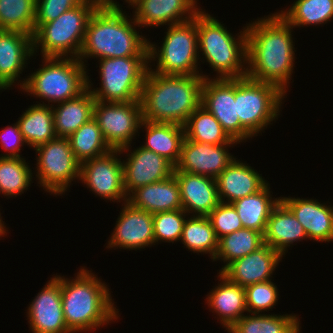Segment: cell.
Wrapping results in <instances>:
<instances>
[{"instance_id": "obj_10", "label": "cell", "mask_w": 333, "mask_h": 333, "mask_svg": "<svg viewBox=\"0 0 333 333\" xmlns=\"http://www.w3.org/2000/svg\"><path fill=\"white\" fill-rule=\"evenodd\" d=\"M285 96L274 84L247 76L235 78V101L241 126L252 137L258 136L272 121L278 119Z\"/></svg>"}, {"instance_id": "obj_14", "label": "cell", "mask_w": 333, "mask_h": 333, "mask_svg": "<svg viewBox=\"0 0 333 333\" xmlns=\"http://www.w3.org/2000/svg\"><path fill=\"white\" fill-rule=\"evenodd\" d=\"M119 156V149H112L102 156L82 162L79 180L96 196L124 203L128 197L124 188L123 164Z\"/></svg>"}, {"instance_id": "obj_22", "label": "cell", "mask_w": 333, "mask_h": 333, "mask_svg": "<svg viewBox=\"0 0 333 333\" xmlns=\"http://www.w3.org/2000/svg\"><path fill=\"white\" fill-rule=\"evenodd\" d=\"M280 201L301 223L310 240L333 241V206L317 199L281 197Z\"/></svg>"}, {"instance_id": "obj_25", "label": "cell", "mask_w": 333, "mask_h": 333, "mask_svg": "<svg viewBox=\"0 0 333 333\" xmlns=\"http://www.w3.org/2000/svg\"><path fill=\"white\" fill-rule=\"evenodd\" d=\"M217 278L220 283L215 285L206 297V303L212 313L219 316L220 323L228 330L247 311L245 288L231 282L220 272Z\"/></svg>"}, {"instance_id": "obj_17", "label": "cell", "mask_w": 333, "mask_h": 333, "mask_svg": "<svg viewBox=\"0 0 333 333\" xmlns=\"http://www.w3.org/2000/svg\"><path fill=\"white\" fill-rule=\"evenodd\" d=\"M123 204L106 248L139 250L156 245L153 214L134 207L128 201Z\"/></svg>"}, {"instance_id": "obj_38", "label": "cell", "mask_w": 333, "mask_h": 333, "mask_svg": "<svg viewBox=\"0 0 333 333\" xmlns=\"http://www.w3.org/2000/svg\"><path fill=\"white\" fill-rule=\"evenodd\" d=\"M22 157L0 156V194L16 197L31 186L33 172Z\"/></svg>"}, {"instance_id": "obj_39", "label": "cell", "mask_w": 333, "mask_h": 333, "mask_svg": "<svg viewBox=\"0 0 333 333\" xmlns=\"http://www.w3.org/2000/svg\"><path fill=\"white\" fill-rule=\"evenodd\" d=\"M36 0H0V29L18 30L33 36Z\"/></svg>"}, {"instance_id": "obj_29", "label": "cell", "mask_w": 333, "mask_h": 333, "mask_svg": "<svg viewBox=\"0 0 333 333\" xmlns=\"http://www.w3.org/2000/svg\"><path fill=\"white\" fill-rule=\"evenodd\" d=\"M140 127L145 128L147 136L146 142L141 147L165 157L175 166L179 161L185 139L184 126L149 122L143 119Z\"/></svg>"}, {"instance_id": "obj_8", "label": "cell", "mask_w": 333, "mask_h": 333, "mask_svg": "<svg viewBox=\"0 0 333 333\" xmlns=\"http://www.w3.org/2000/svg\"><path fill=\"white\" fill-rule=\"evenodd\" d=\"M165 33L161 47L148 41L149 63L157 61L156 69L149 64L150 70L163 75H203L198 69L197 14L189 21L169 25Z\"/></svg>"}, {"instance_id": "obj_24", "label": "cell", "mask_w": 333, "mask_h": 333, "mask_svg": "<svg viewBox=\"0 0 333 333\" xmlns=\"http://www.w3.org/2000/svg\"><path fill=\"white\" fill-rule=\"evenodd\" d=\"M236 159L216 178L220 202L232 203L257 193L268 184L257 170Z\"/></svg>"}, {"instance_id": "obj_42", "label": "cell", "mask_w": 333, "mask_h": 333, "mask_svg": "<svg viewBox=\"0 0 333 333\" xmlns=\"http://www.w3.org/2000/svg\"><path fill=\"white\" fill-rule=\"evenodd\" d=\"M208 217L218 240L243 228L242 221L231 203L220 202Z\"/></svg>"}, {"instance_id": "obj_27", "label": "cell", "mask_w": 333, "mask_h": 333, "mask_svg": "<svg viewBox=\"0 0 333 333\" xmlns=\"http://www.w3.org/2000/svg\"><path fill=\"white\" fill-rule=\"evenodd\" d=\"M308 239L303 226L294 214L281 202L272 209L263 234L264 243L286 255L294 242Z\"/></svg>"}, {"instance_id": "obj_41", "label": "cell", "mask_w": 333, "mask_h": 333, "mask_svg": "<svg viewBox=\"0 0 333 333\" xmlns=\"http://www.w3.org/2000/svg\"><path fill=\"white\" fill-rule=\"evenodd\" d=\"M278 290L272 280L245 287L247 311L258 314L272 310L279 300Z\"/></svg>"}, {"instance_id": "obj_47", "label": "cell", "mask_w": 333, "mask_h": 333, "mask_svg": "<svg viewBox=\"0 0 333 333\" xmlns=\"http://www.w3.org/2000/svg\"><path fill=\"white\" fill-rule=\"evenodd\" d=\"M3 89H4V88H3V87L1 86V84H0V91H1V90L3 91Z\"/></svg>"}, {"instance_id": "obj_13", "label": "cell", "mask_w": 333, "mask_h": 333, "mask_svg": "<svg viewBox=\"0 0 333 333\" xmlns=\"http://www.w3.org/2000/svg\"><path fill=\"white\" fill-rule=\"evenodd\" d=\"M201 106L222 125L228 136L237 142H246L252 136L241 126L235 101V78L204 79Z\"/></svg>"}, {"instance_id": "obj_35", "label": "cell", "mask_w": 333, "mask_h": 333, "mask_svg": "<svg viewBox=\"0 0 333 333\" xmlns=\"http://www.w3.org/2000/svg\"><path fill=\"white\" fill-rule=\"evenodd\" d=\"M264 244L263 235L255 230L242 228L218 240V251L213 261L221 260L224 266L257 250Z\"/></svg>"}, {"instance_id": "obj_33", "label": "cell", "mask_w": 333, "mask_h": 333, "mask_svg": "<svg viewBox=\"0 0 333 333\" xmlns=\"http://www.w3.org/2000/svg\"><path fill=\"white\" fill-rule=\"evenodd\" d=\"M185 138L206 144L239 143L231 139L220 122L201 105L189 116L185 125Z\"/></svg>"}, {"instance_id": "obj_45", "label": "cell", "mask_w": 333, "mask_h": 333, "mask_svg": "<svg viewBox=\"0 0 333 333\" xmlns=\"http://www.w3.org/2000/svg\"><path fill=\"white\" fill-rule=\"evenodd\" d=\"M125 2L129 3L128 5H132L136 0H124ZM101 5L111 8H122V6L114 0H100Z\"/></svg>"}, {"instance_id": "obj_28", "label": "cell", "mask_w": 333, "mask_h": 333, "mask_svg": "<svg viewBox=\"0 0 333 333\" xmlns=\"http://www.w3.org/2000/svg\"><path fill=\"white\" fill-rule=\"evenodd\" d=\"M95 98L88 88L78 97L57 103L53 109L54 130L57 137L68 138L93 118Z\"/></svg>"}, {"instance_id": "obj_32", "label": "cell", "mask_w": 333, "mask_h": 333, "mask_svg": "<svg viewBox=\"0 0 333 333\" xmlns=\"http://www.w3.org/2000/svg\"><path fill=\"white\" fill-rule=\"evenodd\" d=\"M299 317L295 314L247 313L236 321L228 333H300Z\"/></svg>"}, {"instance_id": "obj_12", "label": "cell", "mask_w": 333, "mask_h": 333, "mask_svg": "<svg viewBox=\"0 0 333 333\" xmlns=\"http://www.w3.org/2000/svg\"><path fill=\"white\" fill-rule=\"evenodd\" d=\"M93 118L101 129L102 136L111 149L131 145L139 133L143 114L140 100L130 102L94 103Z\"/></svg>"}, {"instance_id": "obj_30", "label": "cell", "mask_w": 333, "mask_h": 333, "mask_svg": "<svg viewBox=\"0 0 333 333\" xmlns=\"http://www.w3.org/2000/svg\"><path fill=\"white\" fill-rule=\"evenodd\" d=\"M269 185L268 183L257 193L237 199L231 203L242 221L243 228L255 230L262 235L265 232L272 209L280 201V197H271Z\"/></svg>"}, {"instance_id": "obj_5", "label": "cell", "mask_w": 333, "mask_h": 333, "mask_svg": "<svg viewBox=\"0 0 333 333\" xmlns=\"http://www.w3.org/2000/svg\"><path fill=\"white\" fill-rule=\"evenodd\" d=\"M239 33L235 38L224 24L205 10L197 13L198 53L204 55L199 59L209 63V67L217 73V79L246 77V26Z\"/></svg>"}, {"instance_id": "obj_23", "label": "cell", "mask_w": 333, "mask_h": 333, "mask_svg": "<svg viewBox=\"0 0 333 333\" xmlns=\"http://www.w3.org/2000/svg\"><path fill=\"white\" fill-rule=\"evenodd\" d=\"M180 186L183 210L189 216H208L220 203L216 179L184 171L173 173ZM195 213V214H194Z\"/></svg>"}, {"instance_id": "obj_26", "label": "cell", "mask_w": 333, "mask_h": 333, "mask_svg": "<svg viewBox=\"0 0 333 333\" xmlns=\"http://www.w3.org/2000/svg\"><path fill=\"white\" fill-rule=\"evenodd\" d=\"M127 201L152 214L183 209L180 186L174 174L165 180L137 188Z\"/></svg>"}, {"instance_id": "obj_43", "label": "cell", "mask_w": 333, "mask_h": 333, "mask_svg": "<svg viewBox=\"0 0 333 333\" xmlns=\"http://www.w3.org/2000/svg\"><path fill=\"white\" fill-rule=\"evenodd\" d=\"M83 0H36L34 32L44 23L57 19L67 10L79 5Z\"/></svg>"}, {"instance_id": "obj_21", "label": "cell", "mask_w": 333, "mask_h": 333, "mask_svg": "<svg viewBox=\"0 0 333 333\" xmlns=\"http://www.w3.org/2000/svg\"><path fill=\"white\" fill-rule=\"evenodd\" d=\"M32 56L31 34L18 30L0 32V84L4 91L16 84Z\"/></svg>"}, {"instance_id": "obj_37", "label": "cell", "mask_w": 333, "mask_h": 333, "mask_svg": "<svg viewBox=\"0 0 333 333\" xmlns=\"http://www.w3.org/2000/svg\"><path fill=\"white\" fill-rule=\"evenodd\" d=\"M76 159L82 163L108 153L110 146L102 136L97 121L91 118L68 137Z\"/></svg>"}, {"instance_id": "obj_15", "label": "cell", "mask_w": 333, "mask_h": 333, "mask_svg": "<svg viewBox=\"0 0 333 333\" xmlns=\"http://www.w3.org/2000/svg\"><path fill=\"white\" fill-rule=\"evenodd\" d=\"M128 145L119 149L120 154H126V161L123 160L124 188L127 197L137 188L167 179L174 173L175 166L165 157L137 147L129 150Z\"/></svg>"}, {"instance_id": "obj_36", "label": "cell", "mask_w": 333, "mask_h": 333, "mask_svg": "<svg viewBox=\"0 0 333 333\" xmlns=\"http://www.w3.org/2000/svg\"><path fill=\"white\" fill-rule=\"evenodd\" d=\"M293 28L326 24L333 19V0H296L278 12Z\"/></svg>"}, {"instance_id": "obj_18", "label": "cell", "mask_w": 333, "mask_h": 333, "mask_svg": "<svg viewBox=\"0 0 333 333\" xmlns=\"http://www.w3.org/2000/svg\"><path fill=\"white\" fill-rule=\"evenodd\" d=\"M27 310L32 333H72L63 314L60 275L50 278Z\"/></svg>"}, {"instance_id": "obj_44", "label": "cell", "mask_w": 333, "mask_h": 333, "mask_svg": "<svg viewBox=\"0 0 333 333\" xmlns=\"http://www.w3.org/2000/svg\"><path fill=\"white\" fill-rule=\"evenodd\" d=\"M1 147L7 154H1L0 156L21 157L19 154L21 146L26 144L22 133L20 132L18 123H14L13 126H7L3 128L0 133Z\"/></svg>"}, {"instance_id": "obj_9", "label": "cell", "mask_w": 333, "mask_h": 333, "mask_svg": "<svg viewBox=\"0 0 333 333\" xmlns=\"http://www.w3.org/2000/svg\"><path fill=\"white\" fill-rule=\"evenodd\" d=\"M98 63L101 88H93L87 76V88L96 101L140 100L141 89L149 69V57L104 58L99 59Z\"/></svg>"}, {"instance_id": "obj_46", "label": "cell", "mask_w": 333, "mask_h": 333, "mask_svg": "<svg viewBox=\"0 0 333 333\" xmlns=\"http://www.w3.org/2000/svg\"><path fill=\"white\" fill-rule=\"evenodd\" d=\"M7 228H6V226H5V223H4V221L2 220V217H1V213H0V237L2 236H6V231H8V230H6Z\"/></svg>"}, {"instance_id": "obj_31", "label": "cell", "mask_w": 333, "mask_h": 333, "mask_svg": "<svg viewBox=\"0 0 333 333\" xmlns=\"http://www.w3.org/2000/svg\"><path fill=\"white\" fill-rule=\"evenodd\" d=\"M17 123L27 146L33 149L57 137L53 109L44 102L29 106Z\"/></svg>"}, {"instance_id": "obj_3", "label": "cell", "mask_w": 333, "mask_h": 333, "mask_svg": "<svg viewBox=\"0 0 333 333\" xmlns=\"http://www.w3.org/2000/svg\"><path fill=\"white\" fill-rule=\"evenodd\" d=\"M122 8L99 5L89 18L78 59L149 57L148 41ZM86 58V59H85ZM85 61V62H84Z\"/></svg>"}, {"instance_id": "obj_19", "label": "cell", "mask_w": 333, "mask_h": 333, "mask_svg": "<svg viewBox=\"0 0 333 333\" xmlns=\"http://www.w3.org/2000/svg\"><path fill=\"white\" fill-rule=\"evenodd\" d=\"M282 257L278 251L264 243L252 253L229 263L220 273L231 282L245 288L272 280L273 271Z\"/></svg>"}, {"instance_id": "obj_20", "label": "cell", "mask_w": 333, "mask_h": 333, "mask_svg": "<svg viewBox=\"0 0 333 333\" xmlns=\"http://www.w3.org/2000/svg\"><path fill=\"white\" fill-rule=\"evenodd\" d=\"M197 0H136L134 21L141 27H159L189 21L201 10ZM185 16V17H184Z\"/></svg>"}, {"instance_id": "obj_6", "label": "cell", "mask_w": 333, "mask_h": 333, "mask_svg": "<svg viewBox=\"0 0 333 333\" xmlns=\"http://www.w3.org/2000/svg\"><path fill=\"white\" fill-rule=\"evenodd\" d=\"M42 61L41 68L24 81L18 80L20 90L46 100L50 106L74 99L87 89V66L78 58L43 57Z\"/></svg>"}, {"instance_id": "obj_1", "label": "cell", "mask_w": 333, "mask_h": 333, "mask_svg": "<svg viewBox=\"0 0 333 333\" xmlns=\"http://www.w3.org/2000/svg\"><path fill=\"white\" fill-rule=\"evenodd\" d=\"M246 30V76L274 84L287 94L296 58L293 27L276 12L247 24Z\"/></svg>"}, {"instance_id": "obj_40", "label": "cell", "mask_w": 333, "mask_h": 333, "mask_svg": "<svg viewBox=\"0 0 333 333\" xmlns=\"http://www.w3.org/2000/svg\"><path fill=\"white\" fill-rule=\"evenodd\" d=\"M187 215L183 209L153 214L155 243L180 241Z\"/></svg>"}, {"instance_id": "obj_2", "label": "cell", "mask_w": 333, "mask_h": 333, "mask_svg": "<svg viewBox=\"0 0 333 333\" xmlns=\"http://www.w3.org/2000/svg\"><path fill=\"white\" fill-rule=\"evenodd\" d=\"M208 75H163L147 71L141 89L143 119L184 126L201 105V90Z\"/></svg>"}, {"instance_id": "obj_11", "label": "cell", "mask_w": 333, "mask_h": 333, "mask_svg": "<svg viewBox=\"0 0 333 333\" xmlns=\"http://www.w3.org/2000/svg\"><path fill=\"white\" fill-rule=\"evenodd\" d=\"M34 150L38 153L35 175L47 193L62 195L73 180L80 179L81 163L73 154L68 138L56 137Z\"/></svg>"}, {"instance_id": "obj_16", "label": "cell", "mask_w": 333, "mask_h": 333, "mask_svg": "<svg viewBox=\"0 0 333 333\" xmlns=\"http://www.w3.org/2000/svg\"><path fill=\"white\" fill-rule=\"evenodd\" d=\"M239 143L212 145L184 139L181 154L174 171H184L191 174L216 179L236 157L228 152Z\"/></svg>"}, {"instance_id": "obj_34", "label": "cell", "mask_w": 333, "mask_h": 333, "mask_svg": "<svg viewBox=\"0 0 333 333\" xmlns=\"http://www.w3.org/2000/svg\"><path fill=\"white\" fill-rule=\"evenodd\" d=\"M184 247L194 253L209 254L214 260L218 251V239L208 216L186 218L180 238Z\"/></svg>"}, {"instance_id": "obj_4", "label": "cell", "mask_w": 333, "mask_h": 333, "mask_svg": "<svg viewBox=\"0 0 333 333\" xmlns=\"http://www.w3.org/2000/svg\"><path fill=\"white\" fill-rule=\"evenodd\" d=\"M75 278L60 276L63 314L72 333L95 331L116 321L119 311L111 292L92 270L80 268Z\"/></svg>"}, {"instance_id": "obj_7", "label": "cell", "mask_w": 333, "mask_h": 333, "mask_svg": "<svg viewBox=\"0 0 333 333\" xmlns=\"http://www.w3.org/2000/svg\"><path fill=\"white\" fill-rule=\"evenodd\" d=\"M100 4V0H83L57 19L42 24L32 36L33 56L40 48L42 57L78 58L89 18Z\"/></svg>"}]
</instances>
